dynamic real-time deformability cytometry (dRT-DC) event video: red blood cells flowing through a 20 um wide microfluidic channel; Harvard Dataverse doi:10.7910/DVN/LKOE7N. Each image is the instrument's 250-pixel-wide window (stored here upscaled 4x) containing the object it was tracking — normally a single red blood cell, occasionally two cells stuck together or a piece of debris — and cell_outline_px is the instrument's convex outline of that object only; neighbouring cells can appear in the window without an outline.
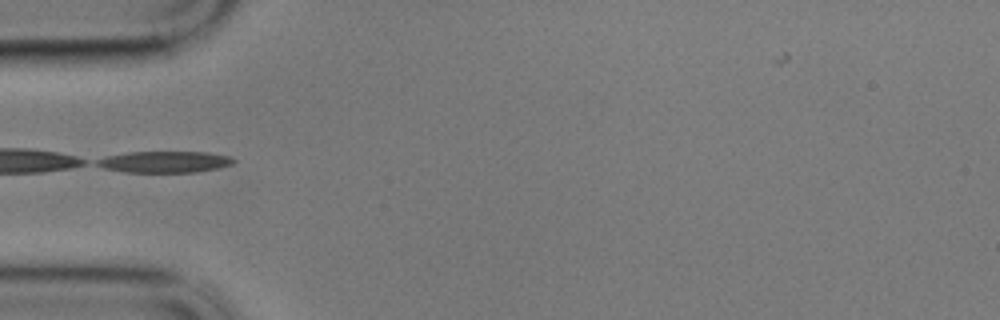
{"species": "common noctule bat (a hibernating species)", "species_latin": "Nyctalus noctula", "temperature_condition": "cold", "stored_images_in_passage": 40, "camera_frame_rate_fps": 3000, "um_per_image_px": 0.085, "animal": {"sex": "male", "body_mass_g": 17.9}, "frame": {"image": 1, "passage_image": 1, "time_ms": 0.0, "image_size_px": [1000, 320], "cell_outline_px": [[236, 160], [232, 164], [220, 168], [196, 172], [124, 172], [104, 168], [96, 164], [96, 160], [104, 156], [128, 152], [208, 152], [228, 156]], "centroid_in_image_um": [13.98, 13.76], "position_along_channel_um": 71.0, "area_um2": 17.11}, "authors_computed_cell_mechanics": {"area_um2": 16.9354, "velocity_mm_per_s": 3.4067, "shape_relaxation_time_tau1_ms": 3.8618, "shape_relaxation_time_tau2_ms": null, "deformation_change_tau1": 0.1285, "deformation_change_tau2": null}}